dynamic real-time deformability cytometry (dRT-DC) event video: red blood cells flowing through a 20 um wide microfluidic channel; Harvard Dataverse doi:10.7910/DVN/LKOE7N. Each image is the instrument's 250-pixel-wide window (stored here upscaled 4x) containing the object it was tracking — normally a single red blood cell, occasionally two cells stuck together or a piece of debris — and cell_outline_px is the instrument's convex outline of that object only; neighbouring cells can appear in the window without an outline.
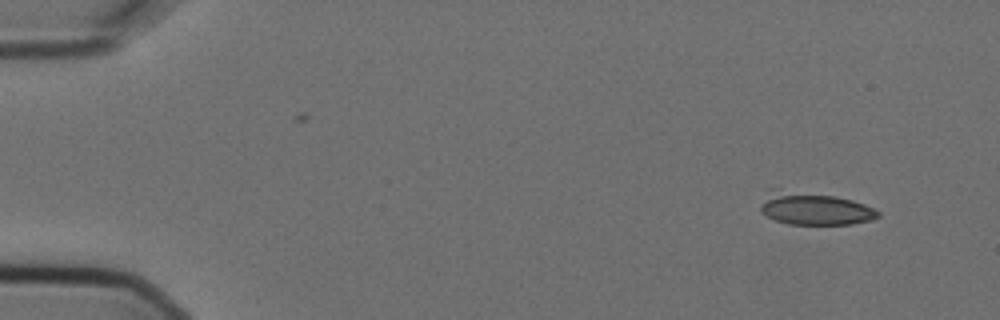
{"species": "Egyptian fruit bat (a non-hibernating species)", "species_latin": "Rousettus aegyptiacus", "temperature_condition": "cold", "stored_images_in_passage": 5, "camera_frame_rate_fps": 3000, "um_per_image_px": 0.085, "animal": {"sex": "female"}, "frame": {"image": 1, "passage_image": 1, "time_ms": 0.0, "image_size_px": [1000, 320], "cell_outline_px": [[880, 216], [872, 220], [852, 224], [788, 224], [776, 220], [768, 216], [760, 208], [760, 204], [768, 188], [832, 196], [852, 200], [864, 204], [880, 212]], "centroid_in_image_um": [69.21, 17.73], "position_along_channel_um": 15.8, "area_um2": 22.08}}
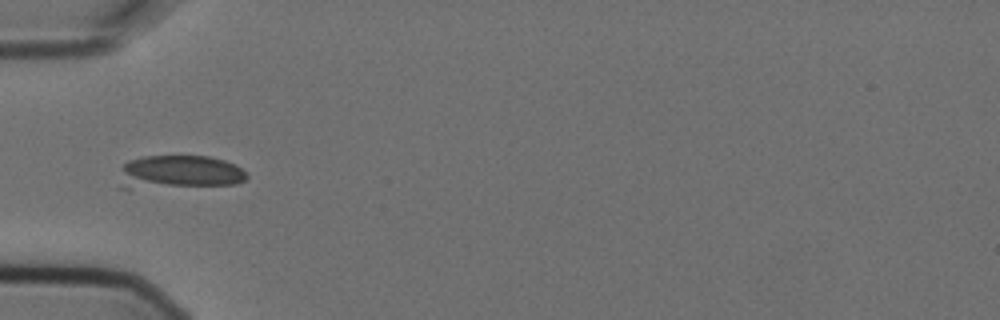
{"frame": {"image": 2, "passage_image": 5, "time_ms": 1.333, "image_size_px": [1000, 320], "cell_outline_px": [[248, 176], [244, 180], [236, 184], [128, 188], [116, 188], [124, 164], [128, 160], [140, 156], [208, 156], [224, 160], [240, 168]], "centroid_in_image_um": [15.16, 14.62], "position_along_channel_um": 69.8, "area_um2": 24.74}}